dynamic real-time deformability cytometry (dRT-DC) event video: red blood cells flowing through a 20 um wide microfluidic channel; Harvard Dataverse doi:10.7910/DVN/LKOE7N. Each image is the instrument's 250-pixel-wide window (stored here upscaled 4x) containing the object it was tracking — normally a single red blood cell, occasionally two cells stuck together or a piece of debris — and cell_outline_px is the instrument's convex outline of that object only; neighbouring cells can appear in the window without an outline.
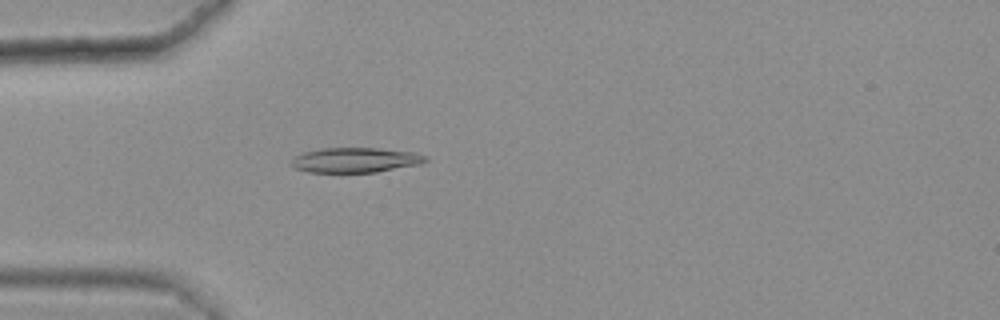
{"species": "common noctule bat (a hibernating species)", "species_latin": "Nyctalus noctula", "temperature_condition": "warm", "stored_images_in_passage": 50, "camera_frame_rate_fps": 3000, "um_per_image_px": 0.085, "animal": {"sex": "female", "body_mass_g": 25.1}, "frame": {"image": 1, "passage_image": 17, "time_ms": 5.333, "image_size_px": [1000, 320], "cell_outline_px": [[428, 160], [420, 164], [376, 172], [308, 172], [296, 168], [292, 164], [292, 160], [296, 156], [304, 152], [320, 148], [376, 148], [416, 152], [428, 156]], "centroid_in_image_um": [30.26, 13.6], "position_along_channel_um": 54.7, "area_um2": 19.42}}
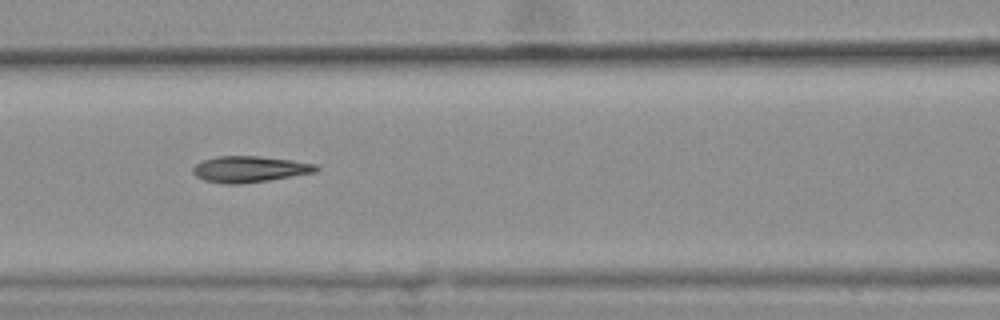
{"frame": {"image": 2, "passage_image": 25, "time_ms": 8.0, "image_size_px": [1000, 320], "cell_outline_px": [[320, 168], [316, 172], [268, 180], [240, 184], [224, 184], [204, 180], [196, 176], [192, 172], [192, 168], [196, 164], [204, 160], [216, 156], [260, 156], [292, 160], [316, 164]], "centroid_in_image_um": [21.21, 14.38], "position_along_channel_um": 145.4, "area_um2": 18.79}}
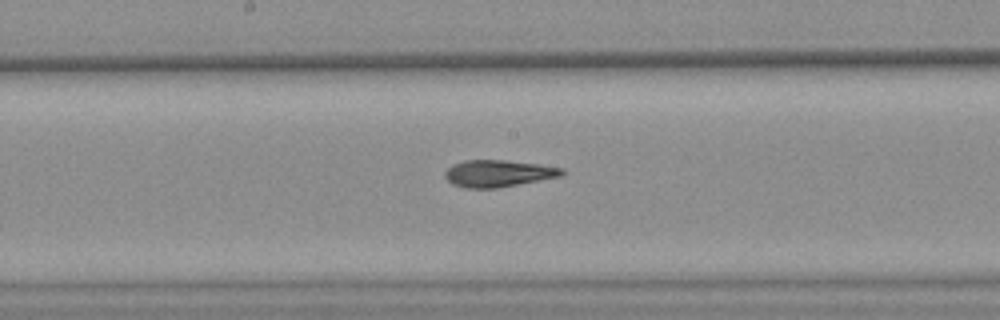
{"frame": {"image": 3, "passage_image": 30, "time_ms": 9.667, "image_size_px": [1000, 320], "cell_outline_px": [[564, 172], [560, 176], [496, 188], [464, 188], [452, 184], [444, 176], [444, 172], [452, 164], [464, 160], [504, 160], [540, 164], [564, 168]], "centroid_in_image_um": [42.31, 14.73], "position_along_channel_um": 205.9, "area_um2": 18.26}, "authors_computed_cell_mechanics": {"area_um2": 18.785, "velocity_mm_per_s": 3.6403, "shape_relaxation_time_tau1_ms": 7.7164, "shape_relaxation_time_tau2_ms": 4.7702, "deformation_change_tau1": 0.1956, "deformation_change_tau2": 0.1212}}